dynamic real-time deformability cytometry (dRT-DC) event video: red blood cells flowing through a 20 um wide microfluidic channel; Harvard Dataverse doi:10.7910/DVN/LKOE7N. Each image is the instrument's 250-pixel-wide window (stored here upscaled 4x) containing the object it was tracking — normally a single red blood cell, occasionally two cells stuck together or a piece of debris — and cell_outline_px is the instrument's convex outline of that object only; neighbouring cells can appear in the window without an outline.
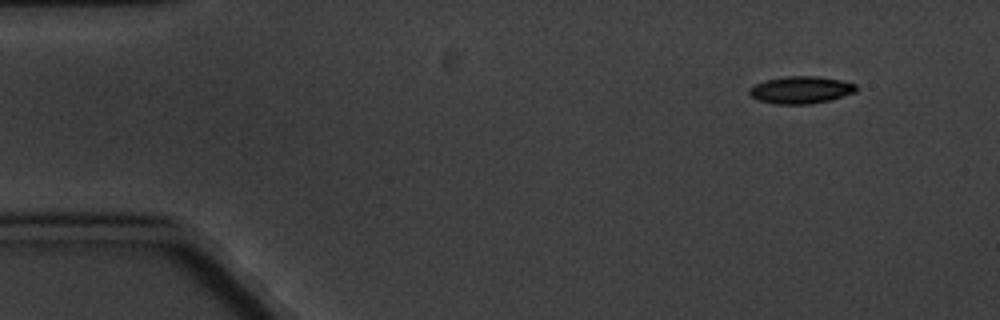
{"species": "common noctule bat (a hibernating species)", "species_latin": "Nyctalus noctula", "temperature_condition": "cold", "stored_images_in_passage": 5, "camera_frame_rate_fps": 3000, "um_per_image_px": 0.085, "animal": {"sex": "male", "body_mass_g": 20.1, "forearm_length_mm": 53.5}, "frame": {"image": 1, "passage_image": 1, "time_ms": 0.0, "image_size_px": [1000, 320], "cell_outline_px": [[856, 92], [828, 100], [808, 104], [776, 104], [756, 100], [748, 92], [748, 88], [764, 80], [784, 76], [820, 76], [840, 80], [856, 84]], "centroid_in_image_um": [68.03, 7.63], "position_along_channel_um": 17.0, "area_um2": 16.99}}
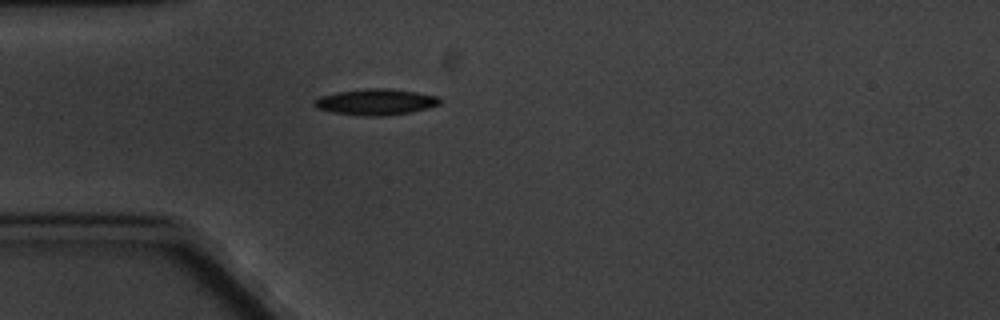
{"frame": {"image": 2, "passage_image": 4, "time_ms": 3.667, "image_size_px": [1000, 320], "cell_outline_px": [[440, 104], [428, 108], [412, 112], [380, 116], [364, 116], [332, 112], [316, 108], [316, 100], [320, 96], [336, 92], [368, 88], [388, 88], [416, 92], [440, 96]], "centroid_in_image_um": [31.98, 8.66], "position_along_channel_um": 53.0, "area_um2": 19.02}}